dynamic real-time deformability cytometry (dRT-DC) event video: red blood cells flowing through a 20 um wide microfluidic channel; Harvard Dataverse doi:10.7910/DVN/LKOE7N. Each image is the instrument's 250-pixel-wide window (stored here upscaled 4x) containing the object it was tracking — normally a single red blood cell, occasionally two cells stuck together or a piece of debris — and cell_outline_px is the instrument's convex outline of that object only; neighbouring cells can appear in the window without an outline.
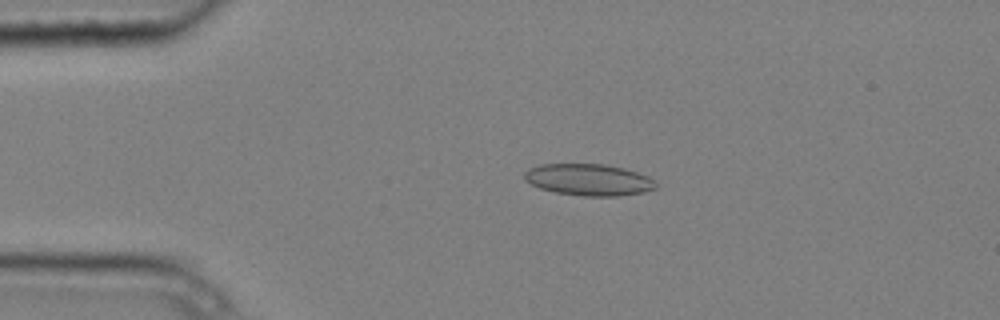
{"species": "common noctule bat (a hibernating species)", "species_latin": "Nyctalus noctula", "temperature_condition": "cold", "stored_images_in_passage": 4, "camera_frame_rate_fps": 3000, "um_per_image_px": 0.085, "animal": {"sex": "male", "body_mass_g": 20.4}, "frame": {"image": 1, "passage_image": 3, "time_ms": 0.667, "image_size_px": [1000, 320], "cell_outline_px": [[656, 188], [644, 192], [620, 196], [580, 196], [556, 192], [540, 188], [524, 180], [524, 172], [528, 168], [540, 164], [604, 164], [624, 168], [648, 176], [656, 184]], "centroid_in_image_um": [50.02, 15.28], "position_along_channel_um": 35.0, "area_um2": 24.28}}